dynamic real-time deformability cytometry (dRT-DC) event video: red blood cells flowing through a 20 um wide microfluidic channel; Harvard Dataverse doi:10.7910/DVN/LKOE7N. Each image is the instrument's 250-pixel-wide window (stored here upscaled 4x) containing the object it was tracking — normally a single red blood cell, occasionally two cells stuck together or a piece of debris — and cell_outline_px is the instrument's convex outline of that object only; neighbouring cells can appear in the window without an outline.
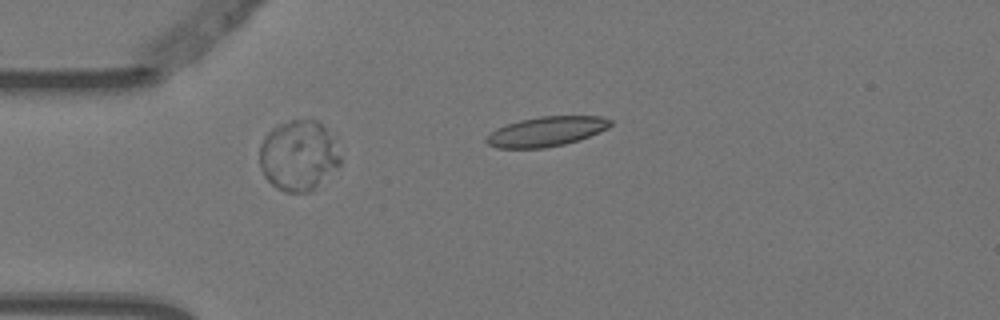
{"species": "Egyptian fruit bat (a non-hibernating species)", "species_latin": "Rousettus aegyptiacus", "temperature_condition": "warm", "stored_images_in_passage": 3, "camera_frame_rate_fps": 3000, "um_per_image_px": 0.085, "animal": {"sex": "female"}, "frame": {"image": 1, "passage_image": 2, "time_ms": 0.333, "image_size_px": [1000, 320], "cell_outline_px": [[340, 164], [308, 192], [284, 192], [276, 188], [264, 176], [260, 164], [260, 144], [264, 136], [272, 128], [280, 124], [292, 120], [316, 120], [324, 128], [340, 156]], "centroid_in_image_um": [25.3, 13.23], "position_along_channel_um": 59.7, "area_um2": 32.19}}